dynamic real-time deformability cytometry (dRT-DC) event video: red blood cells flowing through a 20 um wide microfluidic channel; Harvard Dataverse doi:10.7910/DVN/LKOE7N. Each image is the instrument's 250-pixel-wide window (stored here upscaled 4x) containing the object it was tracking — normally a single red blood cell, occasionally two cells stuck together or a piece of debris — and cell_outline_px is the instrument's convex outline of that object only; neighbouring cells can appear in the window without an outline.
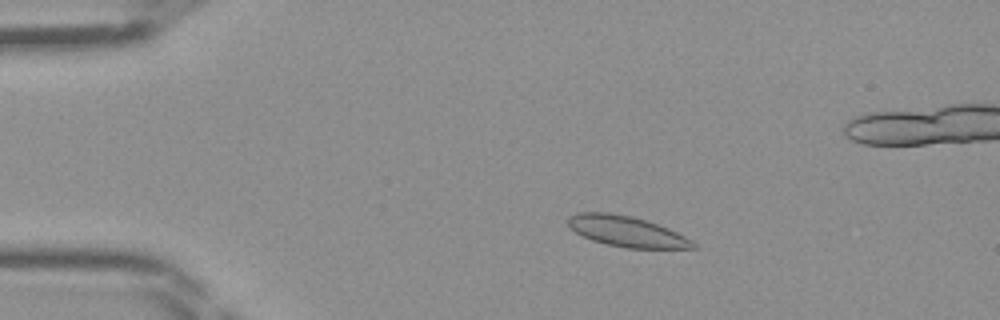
{"species": "Egyptian fruit bat (a non-hibernating species)", "species_latin": "Rousettus aegyptiacus", "temperature_condition": "room temperature", "stored_images_in_passage": 47, "camera_frame_rate_fps": 3000, "um_per_image_px": 0.085, "frame": {"image": 1, "passage_image": 9, "time_ms": 2.667, "image_size_px": [1000, 320], "cell_outline_px": [[696, 248], [628, 248], [608, 244], [592, 240], [576, 232], [568, 224], [568, 216], [576, 212], [608, 212], [632, 216], [668, 228], [692, 240], [696, 244]], "centroid_in_image_um": [53.25, 19.66], "position_along_channel_um": 31.8, "area_um2": 22.02}}
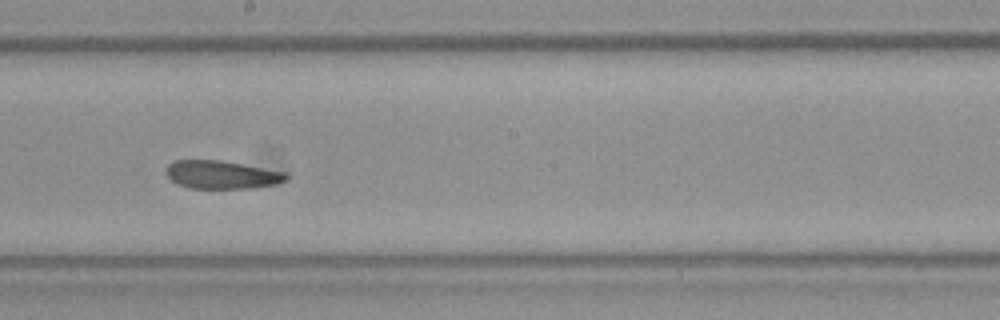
{"frame": {"image": 2, "passage_image": 26, "time_ms": 8.333, "image_size_px": [1000, 320], "cell_outline_px": [[288, 176], [284, 180], [276, 184], [252, 188], [192, 188], [180, 184], [172, 180], [168, 176], [164, 168], [168, 164], [176, 160], [220, 160], [244, 164], [288, 172]], "centroid_in_image_um": [18.87, 14.83], "position_along_channel_um": 229.3, "area_um2": 19.65}}
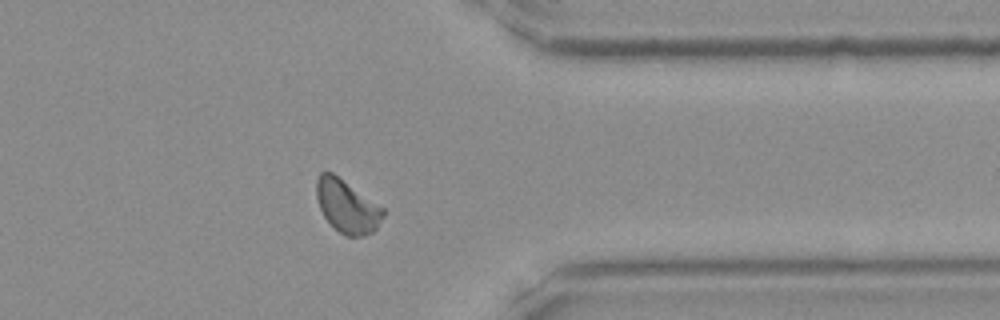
{"frame": {"image": 3, "passage_image": 37, "time_ms": 12.0, "image_size_px": [1000, 320], "cell_outline_px": [[384, 216], [376, 228], [372, 232], [364, 236], [344, 236], [324, 216], [320, 208], [316, 196], [316, 180], [320, 172], [332, 172], [384, 208]], "centroid_in_image_um": [29.49, 17.53], "position_along_channel_um": 381.9, "area_um2": 20.35}}